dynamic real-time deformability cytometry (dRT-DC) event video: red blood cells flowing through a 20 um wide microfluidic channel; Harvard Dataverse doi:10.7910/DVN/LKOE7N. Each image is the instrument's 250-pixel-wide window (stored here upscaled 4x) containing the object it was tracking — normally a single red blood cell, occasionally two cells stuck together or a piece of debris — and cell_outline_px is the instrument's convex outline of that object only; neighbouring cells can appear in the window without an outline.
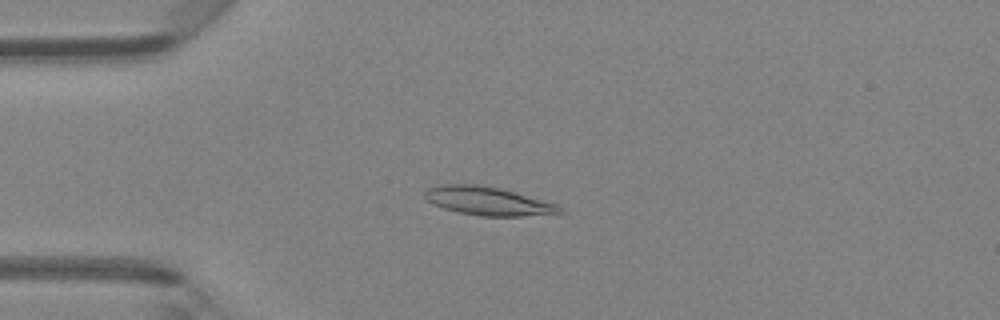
{"species": "Egyptian fruit bat (a non-hibernating species)", "species_latin": "Rousettus aegyptiacus", "temperature_condition": "room temperature", "stored_images_in_passage": 4, "camera_frame_rate_fps": 3000, "um_per_image_px": 0.085, "animal": {"sex": "female"}, "frame": {"image": 1, "passage_image": 3, "time_ms": 2.333, "image_size_px": [1000, 320], "cell_outline_px": [[564, 212], [520, 216], [480, 216], [460, 212], [444, 208], [432, 204], [424, 196], [424, 188], [440, 184], [480, 184], [500, 188], [544, 200], [556, 204]], "centroid_in_image_um": [41.4, 17.07], "position_along_channel_um": 43.6, "area_um2": 22.31}}